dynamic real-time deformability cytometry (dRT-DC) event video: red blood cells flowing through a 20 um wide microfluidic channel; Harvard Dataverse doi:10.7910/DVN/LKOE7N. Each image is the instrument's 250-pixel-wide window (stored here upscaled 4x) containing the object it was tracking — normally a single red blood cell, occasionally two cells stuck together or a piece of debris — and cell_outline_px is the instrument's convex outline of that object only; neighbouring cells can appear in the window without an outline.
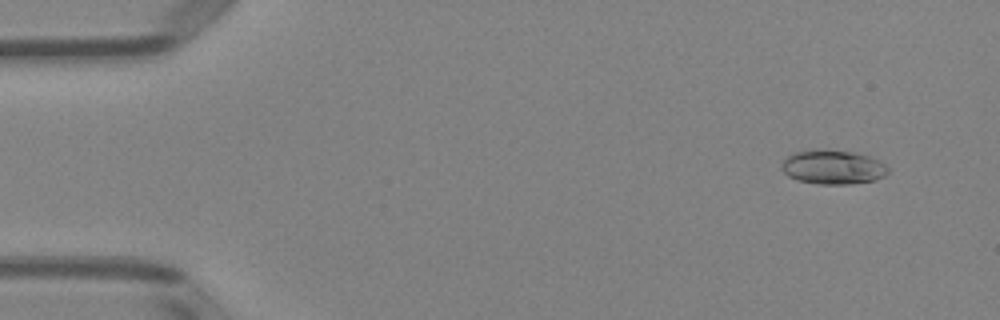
{"species": "Egyptian fruit bat (a non-hibernating species)", "species_latin": "Rousettus aegyptiacus", "temperature_condition": "room temperature", "stored_images_in_passage": 51, "camera_frame_rate_fps": 3000, "um_per_image_px": 0.085, "animal": {"sex": "female"}, "frame": {"image": 1, "passage_image": 4, "time_ms": 1.0, "image_size_px": [1000, 320], "cell_outline_px": [[888, 172], [884, 176], [876, 180], [848, 184], [820, 184], [796, 180], [788, 176], [780, 168], [780, 164], [792, 152], [812, 148], [816, 148], [852, 152], [868, 156], [880, 160], [888, 168]], "centroid_in_image_um": [70.75, 14.19], "position_along_channel_um": 14.2, "area_um2": 21.5}}
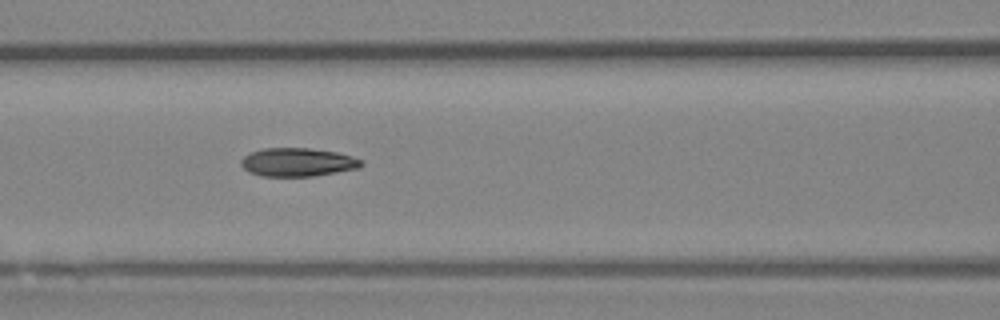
{"frame": {"image": 2, "passage_image": 22, "time_ms": 7.0, "image_size_px": [1000, 320], "cell_outline_px": [[364, 164], [360, 168], [312, 176], [260, 176], [248, 172], [240, 164], [240, 160], [248, 152], [264, 148], [308, 148], [336, 152], [352, 156], [364, 160]], "centroid_in_image_um": [25.29, 13.78], "position_along_channel_um": 141.3, "area_um2": 20.11}}
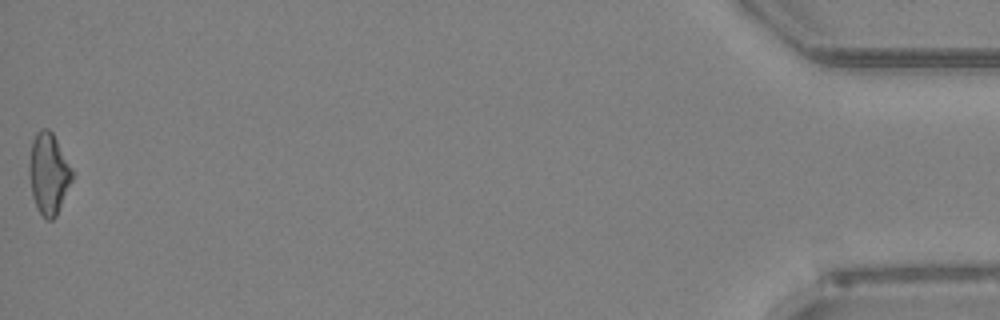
{"frame": {"image": 3, "passage_image": 51, "time_ms": 16.667, "image_size_px": [1000, 320], "cell_outline_px": [[72, 180], [56, 216], [52, 220], [44, 220], [36, 208], [32, 196], [28, 176], [28, 164], [32, 140], [36, 132], [40, 128], [48, 128], [52, 132], [72, 168]], "centroid_in_image_um": [4.1, 14.77], "position_along_channel_um": 431.1, "area_um2": 20.58}, "authors_computed_cell_mechanics": {"area_um2": 20.1144, "velocity_mm_per_s": 4.0133, "shape_relaxation_time_tau1_ms": 3.5074, "shape_relaxation_time_tau2_ms": 2.9845, "deformation_change_tau1": 0.1519, "deformation_change_tau2": 0.1041}}